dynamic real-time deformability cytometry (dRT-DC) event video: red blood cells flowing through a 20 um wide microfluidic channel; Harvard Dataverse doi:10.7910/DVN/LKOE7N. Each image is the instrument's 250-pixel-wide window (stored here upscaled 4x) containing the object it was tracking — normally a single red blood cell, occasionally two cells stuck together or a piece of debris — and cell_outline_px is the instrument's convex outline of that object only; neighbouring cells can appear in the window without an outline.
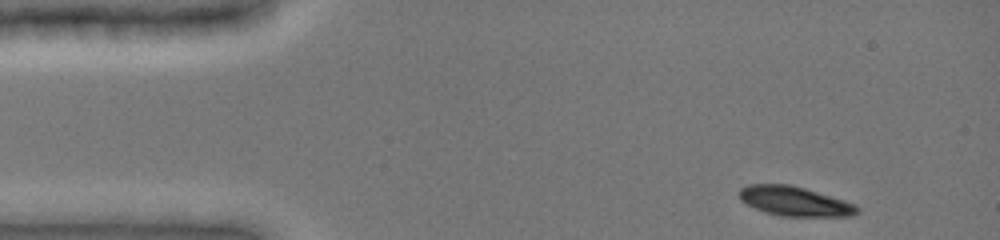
{"species": "common noctule bat (a hibernating species)", "species_latin": "Nyctalus noctula", "temperature_condition": "cold", "stored_images_in_passage": 41, "camera_frame_rate_fps": 3000, "um_per_image_px": 0.085, "animal": {"sex": "female", "body_mass_g": 19.0, "forearm_length_mm": 51.5}, "frame": {"image": 1, "passage_image": 1, "time_ms": 0.0, "image_size_px": [1000, 240], "cell_outline_px": [[860, 212], [852, 216], [780, 216], [756, 208], [740, 200], [740, 188], [748, 184], [792, 184], [844, 200], [856, 204], [860, 208]], "centroid_in_image_um": [67.59, 17.1], "position_along_channel_um": 17.4, "area_um2": 20.23}}
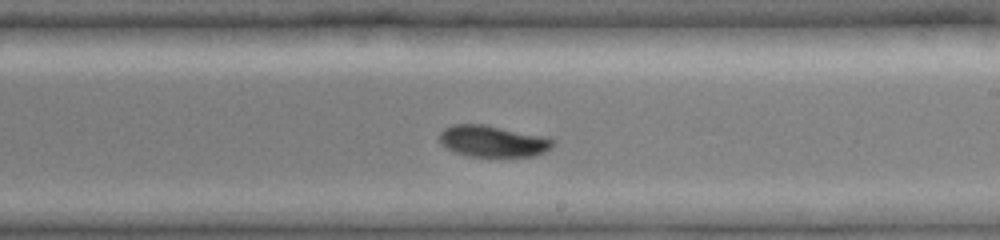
{"frame": {"image": 2, "passage_image": 25, "time_ms": 8.0, "image_size_px": [1000, 240], "cell_outline_px": [[556, 144], [552, 148], [544, 152], [532, 156], [468, 156], [452, 152], [440, 144], [440, 132], [444, 128], [452, 124], [484, 124], [548, 136], [556, 140]], "centroid_in_image_um": [41.92, 11.99], "position_along_channel_um": 247.1, "area_um2": 21.21}}
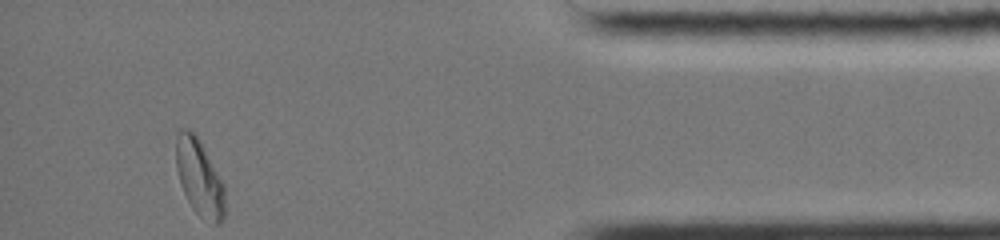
{"frame": {"image": 3, "passage_image": 41, "time_ms": 13.333, "image_size_px": [1000, 240], "cell_outline_px": [[224, 216], [220, 224], [212, 224], [200, 216], [192, 208], [180, 184], [176, 168], [176, 136], [180, 128], [184, 128], [192, 132], [200, 140], [224, 184]], "centroid_in_image_um": [16.94, 15.1], "position_along_channel_um": 418.3, "area_um2": 21.73}, "authors_computed_cell_mechanics": {"area_um2": 21.3282, "velocity_mm_per_s": 3.8957, "shape_relaxation_time_tau1_ms": 3.4778, "shape_relaxation_time_tau2_ms": 6.5284, "deformation_change_tau1": 0.0971, "deformation_change_tau2": 0.087}}